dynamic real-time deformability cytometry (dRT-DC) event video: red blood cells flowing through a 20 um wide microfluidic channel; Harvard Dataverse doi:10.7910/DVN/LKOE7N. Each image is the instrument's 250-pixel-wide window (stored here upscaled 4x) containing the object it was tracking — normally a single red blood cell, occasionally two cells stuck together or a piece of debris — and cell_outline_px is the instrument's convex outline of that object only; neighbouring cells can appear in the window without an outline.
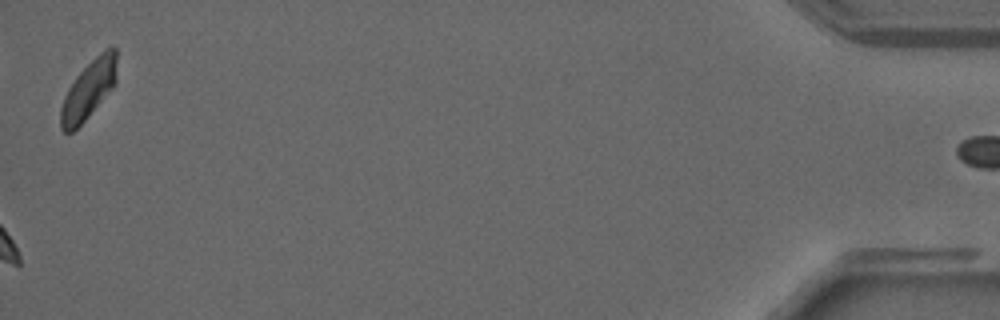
{"species": "common noctule bat (a hibernating species)", "species_latin": "Nyctalus noctula", "temperature_condition": "warm", "stored_images_in_passage": 31, "camera_frame_rate_fps": 3000, "um_per_image_px": 0.085, "animal": {"sex": "male", "forearm_length_mm": 52.5}, "frame": {"image": 1, "passage_image": 31, "time_ms": 10.0, "image_size_px": [1000, 320], "cell_outline_px": [[116, 84], [84, 120], [72, 132], [64, 132], [60, 128], [60, 108], [64, 96], [68, 88], [76, 76], [108, 44], [112, 44], [116, 48]], "centroid_in_image_um": [7.54, 7.57], "position_along_channel_um": 427.7, "area_um2": 19.07}}